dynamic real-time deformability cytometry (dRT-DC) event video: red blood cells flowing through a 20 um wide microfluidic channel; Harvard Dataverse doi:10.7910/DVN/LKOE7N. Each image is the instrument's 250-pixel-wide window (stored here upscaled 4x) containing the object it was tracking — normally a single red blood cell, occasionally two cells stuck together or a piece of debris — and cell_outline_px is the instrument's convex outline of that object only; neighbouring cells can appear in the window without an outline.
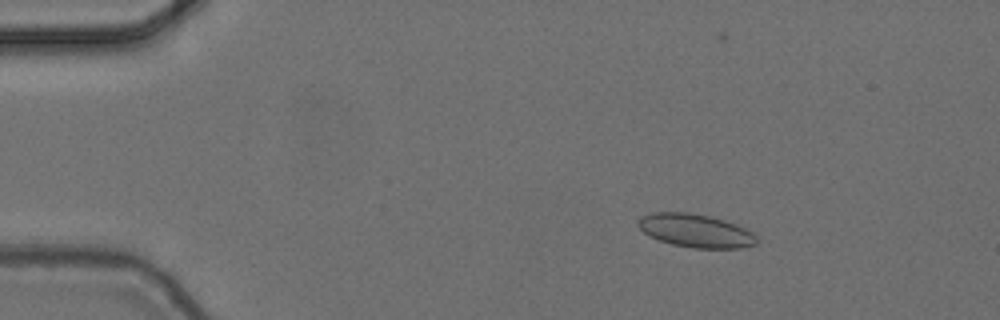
{"species": "common noctule bat (a hibernating species)", "species_latin": "Nyctalus noctula", "temperature_condition": "cold", "stored_images_in_passage": 56, "camera_frame_rate_fps": 3000, "um_per_image_px": 0.085, "animal": {"sex": "female", "body_mass_g": 24.6, "forearm_length_mm": 56.2}, "frame": {"image": 1, "passage_image": 9, "time_ms": 2.667, "image_size_px": [1000, 320], "cell_outline_px": [[756, 244], [740, 248], [692, 248], [672, 244], [648, 236], [636, 224], [636, 220], [640, 216], [652, 212], [688, 212], [712, 216], [736, 224], [752, 232], [756, 236]], "centroid_in_image_um": [59.08, 19.59], "position_along_channel_um": 25.9, "area_um2": 23.18}}
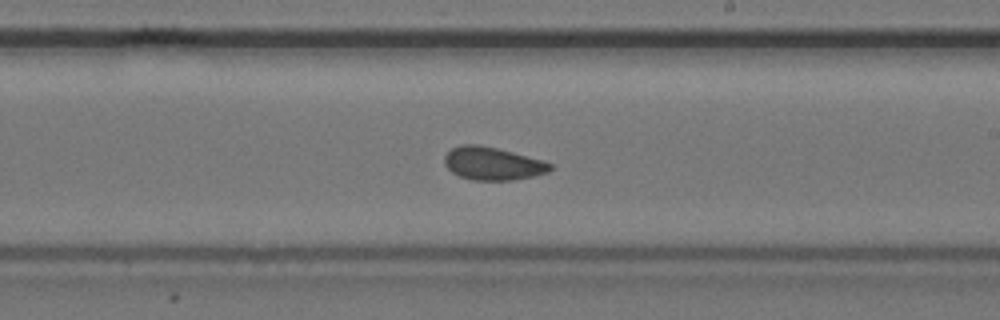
{"frame": {"image": 2, "passage_image": 33, "time_ms": 10.667, "image_size_px": [1000, 320], "cell_outline_px": [[552, 168], [548, 172], [532, 176], [512, 180], [472, 180], [460, 176], [452, 172], [444, 164], [444, 156], [452, 148], [460, 144], [476, 144], [496, 148], [544, 160], [552, 164]], "centroid_in_image_um": [41.86, 13.9], "position_along_channel_um": 247.1, "area_um2": 20.23}}
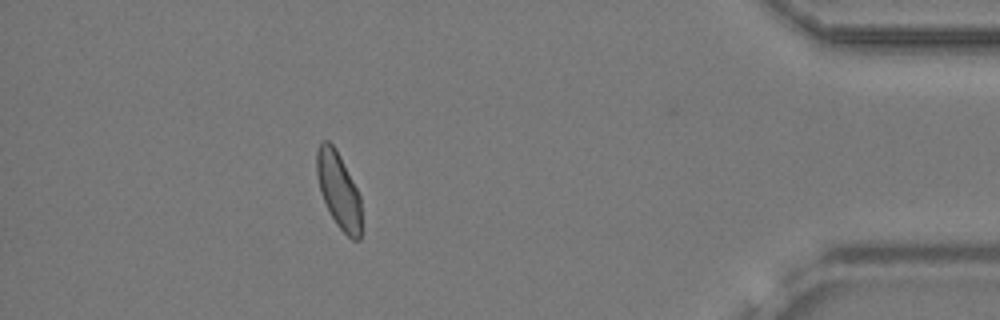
{"frame": {"image": 3, "passage_image": 50, "time_ms": 16.333, "image_size_px": [1000, 320], "cell_outline_px": [[360, 240], [352, 240], [336, 224], [320, 192], [316, 172], [316, 152], [320, 140], [328, 140], [336, 148], [360, 196]], "centroid_in_image_um": [28.75, 16.12], "position_along_channel_um": 406.4, "area_um2": 19.54}, "authors_computed_cell_mechanics": {"area_um2": 20.7213, "velocity_mm_per_s": 3.6742, "shape_relaxation_time_tau1_ms": null, "shape_relaxation_time_tau2_ms": 1.3607, "deformation_change_tau1": null, "deformation_change_tau2": 0.0702}}